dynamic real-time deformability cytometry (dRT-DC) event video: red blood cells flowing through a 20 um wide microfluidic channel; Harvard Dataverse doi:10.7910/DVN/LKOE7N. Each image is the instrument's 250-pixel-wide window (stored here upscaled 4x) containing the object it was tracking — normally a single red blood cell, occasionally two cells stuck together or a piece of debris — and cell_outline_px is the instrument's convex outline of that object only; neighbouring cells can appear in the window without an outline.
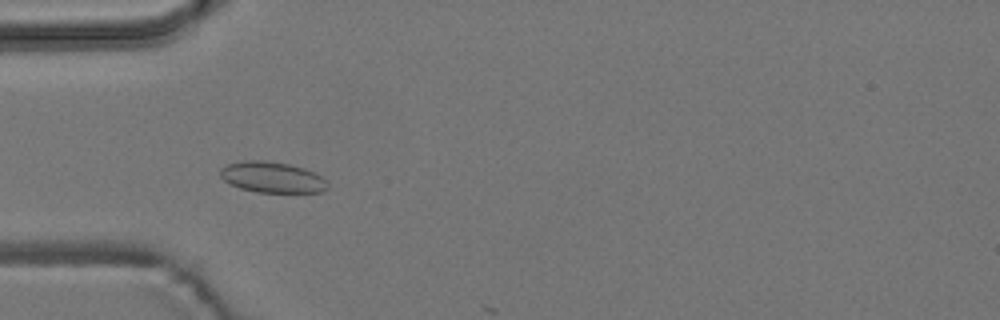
{"species": "common noctule bat (a hibernating species)", "species_latin": "Nyctalus noctula", "temperature_condition": "room temperature", "stored_images_in_passage": 17, "camera_frame_rate_fps": 3000, "um_per_image_px": 0.085, "animal": {"sex": "male", "body_mass_g": 19.2, "forearm_length_mm": 51.8}, "frame": {"image": 1, "passage_image": 16, "time_ms": 5.0, "image_size_px": [1000, 320], "cell_outline_px": [[328, 188], [324, 192], [256, 192], [240, 188], [228, 184], [220, 176], [220, 168], [228, 164], [244, 160], [264, 160], [288, 164], [304, 168], [316, 172], [328, 184]], "centroid_in_image_um": [23.12, 15.07], "position_along_channel_um": 61.9, "area_um2": 19.42}}